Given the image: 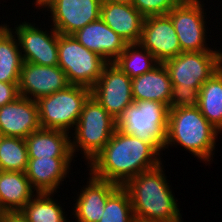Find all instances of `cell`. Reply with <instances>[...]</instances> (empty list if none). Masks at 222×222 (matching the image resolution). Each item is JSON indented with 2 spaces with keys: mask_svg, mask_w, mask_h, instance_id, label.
<instances>
[{
  "mask_svg": "<svg viewBox=\"0 0 222 222\" xmlns=\"http://www.w3.org/2000/svg\"><path fill=\"white\" fill-rule=\"evenodd\" d=\"M72 160L75 161L74 158H29L25 174L36 193L56 194L69 177Z\"/></svg>",
  "mask_w": 222,
  "mask_h": 222,
  "instance_id": "18",
  "label": "cell"
},
{
  "mask_svg": "<svg viewBox=\"0 0 222 222\" xmlns=\"http://www.w3.org/2000/svg\"><path fill=\"white\" fill-rule=\"evenodd\" d=\"M162 150L149 139L116 128L105 147L86 165L94 177L124 186L141 172L158 167Z\"/></svg>",
  "mask_w": 222,
  "mask_h": 222,
  "instance_id": "1",
  "label": "cell"
},
{
  "mask_svg": "<svg viewBox=\"0 0 222 222\" xmlns=\"http://www.w3.org/2000/svg\"><path fill=\"white\" fill-rule=\"evenodd\" d=\"M99 104L116 120L134 103L132 79L114 63H108L97 83L91 88Z\"/></svg>",
  "mask_w": 222,
  "mask_h": 222,
  "instance_id": "11",
  "label": "cell"
},
{
  "mask_svg": "<svg viewBox=\"0 0 222 222\" xmlns=\"http://www.w3.org/2000/svg\"><path fill=\"white\" fill-rule=\"evenodd\" d=\"M138 43L150 51L159 63L182 52L173 22L168 15L145 17Z\"/></svg>",
  "mask_w": 222,
  "mask_h": 222,
  "instance_id": "13",
  "label": "cell"
},
{
  "mask_svg": "<svg viewBox=\"0 0 222 222\" xmlns=\"http://www.w3.org/2000/svg\"><path fill=\"white\" fill-rule=\"evenodd\" d=\"M1 222H29L21 212L1 213Z\"/></svg>",
  "mask_w": 222,
  "mask_h": 222,
  "instance_id": "31",
  "label": "cell"
},
{
  "mask_svg": "<svg viewBox=\"0 0 222 222\" xmlns=\"http://www.w3.org/2000/svg\"><path fill=\"white\" fill-rule=\"evenodd\" d=\"M132 96L134 102L158 101L168 108L176 103L172 83L163 63L132 79Z\"/></svg>",
  "mask_w": 222,
  "mask_h": 222,
  "instance_id": "19",
  "label": "cell"
},
{
  "mask_svg": "<svg viewBox=\"0 0 222 222\" xmlns=\"http://www.w3.org/2000/svg\"><path fill=\"white\" fill-rule=\"evenodd\" d=\"M36 25L24 21L14 25L15 31L9 28L17 38L23 61L58 66V32L52 26L50 31Z\"/></svg>",
  "mask_w": 222,
  "mask_h": 222,
  "instance_id": "10",
  "label": "cell"
},
{
  "mask_svg": "<svg viewBox=\"0 0 222 222\" xmlns=\"http://www.w3.org/2000/svg\"><path fill=\"white\" fill-rule=\"evenodd\" d=\"M116 128L117 120L90 95L83 104L74 133L70 135L73 157L81 150L88 165L109 142Z\"/></svg>",
  "mask_w": 222,
  "mask_h": 222,
  "instance_id": "5",
  "label": "cell"
},
{
  "mask_svg": "<svg viewBox=\"0 0 222 222\" xmlns=\"http://www.w3.org/2000/svg\"><path fill=\"white\" fill-rule=\"evenodd\" d=\"M100 18L127 44L139 42L145 17L133 5L102 2Z\"/></svg>",
  "mask_w": 222,
  "mask_h": 222,
  "instance_id": "20",
  "label": "cell"
},
{
  "mask_svg": "<svg viewBox=\"0 0 222 222\" xmlns=\"http://www.w3.org/2000/svg\"><path fill=\"white\" fill-rule=\"evenodd\" d=\"M68 85L65 72L59 66H43L23 62L18 83L19 95L37 101Z\"/></svg>",
  "mask_w": 222,
  "mask_h": 222,
  "instance_id": "14",
  "label": "cell"
},
{
  "mask_svg": "<svg viewBox=\"0 0 222 222\" xmlns=\"http://www.w3.org/2000/svg\"><path fill=\"white\" fill-rule=\"evenodd\" d=\"M134 219L130 195L120 186L108 198L99 222H132Z\"/></svg>",
  "mask_w": 222,
  "mask_h": 222,
  "instance_id": "28",
  "label": "cell"
},
{
  "mask_svg": "<svg viewBox=\"0 0 222 222\" xmlns=\"http://www.w3.org/2000/svg\"><path fill=\"white\" fill-rule=\"evenodd\" d=\"M90 95V88L70 84L63 90L40 97L37 100L40 127L65 131L71 135L73 132L71 130L77 125L83 104Z\"/></svg>",
  "mask_w": 222,
  "mask_h": 222,
  "instance_id": "6",
  "label": "cell"
},
{
  "mask_svg": "<svg viewBox=\"0 0 222 222\" xmlns=\"http://www.w3.org/2000/svg\"><path fill=\"white\" fill-rule=\"evenodd\" d=\"M89 175L86 178L87 185L81 188L76 200L74 198L76 202L71 213L77 222H99L108 198L120 187L113 182L96 178L91 173Z\"/></svg>",
  "mask_w": 222,
  "mask_h": 222,
  "instance_id": "16",
  "label": "cell"
},
{
  "mask_svg": "<svg viewBox=\"0 0 222 222\" xmlns=\"http://www.w3.org/2000/svg\"><path fill=\"white\" fill-rule=\"evenodd\" d=\"M72 35L84 47L95 52L108 63H113L127 45L126 41L101 18L92 21Z\"/></svg>",
  "mask_w": 222,
  "mask_h": 222,
  "instance_id": "17",
  "label": "cell"
},
{
  "mask_svg": "<svg viewBox=\"0 0 222 222\" xmlns=\"http://www.w3.org/2000/svg\"><path fill=\"white\" fill-rule=\"evenodd\" d=\"M108 62L88 50L73 35L58 33V66L69 84L92 88Z\"/></svg>",
  "mask_w": 222,
  "mask_h": 222,
  "instance_id": "7",
  "label": "cell"
},
{
  "mask_svg": "<svg viewBox=\"0 0 222 222\" xmlns=\"http://www.w3.org/2000/svg\"><path fill=\"white\" fill-rule=\"evenodd\" d=\"M132 222H152V221H142V220H139V219H134Z\"/></svg>",
  "mask_w": 222,
  "mask_h": 222,
  "instance_id": "35",
  "label": "cell"
},
{
  "mask_svg": "<svg viewBox=\"0 0 222 222\" xmlns=\"http://www.w3.org/2000/svg\"><path fill=\"white\" fill-rule=\"evenodd\" d=\"M18 83L0 82V107L19 97Z\"/></svg>",
  "mask_w": 222,
  "mask_h": 222,
  "instance_id": "30",
  "label": "cell"
},
{
  "mask_svg": "<svg viewBox=\"0 0 222 222\" xmlns=\"http://www.w3.org/2000/svg\"><path fill=\"white\" fill-rule=\"evenodd\" d=\"M219 134L193 102H176L168 111L166 142L162 152L179 145L201 162L210 164L214 161Z\"/></svg>",
  "mask_w": 222,
  "mask_h": 222,
  "instance_id": "3",
  "label": "cell"
},
{
  "mask_svg": "<svg viewBox=\"0 0 222 222\" xmlns=\"http://www.w3.org/2000/svg\"><path fill=\"white\" fill-rule=\"evenodd\" d=\"M54 193H37L20 211L29 222H70Z\"/></svg>",
  "mask_w": 222,
  "mask_h": 222,
  "instance_id": "25",
  "label": "cell"
},
{
  "mask_svg": "<svg viewBox=\"0 0 222 222\" xmlns=\"http://www.w3.org/2000/svg\"><path fill=\"white\" fill-rule=\"evenodd\" d=\"M169 108L158 101H138L130 105L117 120L125 134L152 140L161 150L166 142Z\"/></svg>",
  "mask_w": 222,
  "mask_h": 222,
  "instance_id": "8",
  "label": "cell"
},
{
  "mask_svg": "<svg viewBox=\"0 0 222 222\" xmlns=\"http://www.w3.org/2000/svg\"><path fill=\"white\" fill-rule=\"evenodd\" d=\"M70 137L65 131L40 128L25 138L28 158H74Z\"/></svg>",
  "mask_w": 222,
  "mask_h": 222,
  "instance_id": "21",
  "label": "cell"
},
{
  "mask_svg": "<svg viewBox=\"0 0 222 222\" xmlns=\"http://www.w3.org/2000/svg\"><path fill=\"white\" fill-rule=\"evenodd\" d=\"M193 103L207 121L222 133V67L201 86Z\"/></svg>",
  "mask_w": 222,
  "mask_h": 222,
  "instance_id": "23",
  "label": "cell"
},
{
  "mask_svg": "<svg viewBox=\"0 0 222 222\" xmlns=\"http://www.w3.org/2000/svg\"><path fill=\"white\" fill-rule=\"evenodd\" d=\"M56 0H35L34 1V6H35V8L37 9V11L39 10V9H42L43 8V11L46 9V8H48L53 2H55ZM39 9H38V8Z\"/></svg>",
  "mask_w": 222,
  "mask_h": 222,
  "instance_id": "32",
  "label": "cell"
},
{
  "mask_svg": "<svg viewBox=\"0 0 222 222\" xmlns=\"http://www.w3.org/2000/svg\"><path fill=\"white\" fill-rule=\"evenodd\" d=\"M28 160L25 139L5 136L0 145V171L25 172Z\"/></svg>",
  "mask_w": 222,
  "mask_h": 222,
  "instance_id": "27",
  "label": "cell"
},
{
  "mask_svg": "<svg viewBox=\"0 0 222 222\" xmlns=\"http://www.w3.org/2000/svg\"><path fill=\"white\" fill-rule=\"evenodd\" d=\"M4 137H5L4 134H3L2 131L0 130V145H1Z\"/></svg>",
  "mask_w": 222,
  "mask_h": 222,
  "instance_id": "34",
  "label": "cell"
},
{
  "mask_svg": "<svg viewBox=\"0 0 222 222\" xmlns=\"http://www.w3.org/2000/svg\"><path fill=\"white\" fill-rule=\"evenodd\" d=\"M163 162L141 172L123 187L131 199L135 219L152 222H183L175 194L168 183ZM174 194V195H173Z\"/></svg>",
  "mask_w": 222,
  "mask_h": 222,
  "instance_id": "2",
  "label": "cell"
},
{
  "mask_svg": "<svg viewBox=\"0 0 222 222\" xmlns=\"http://www.w3.org/2000/svg\"><path fill=\"white\" fill-rule=\"evenodd\" d=\"M40 128L37 101L19 96L0 107V130L4 136L25 139Z\"/></svg>",
  "mask_w": 222,
  "mask_h": 222,
  "instance_id": "15",
  "label": "cell"
},
{
  "mask_svg": "<svg viewBox=\"0 0 222 222\" xmlns=\"http://www.w3.org/2000/svg\"><path fill=\"white\" fill-rule=\"evenodd\" d=\"M202 0H182L167 14L173 22L182 52L221 51L208 47V11ZM207 39V40H206Z\"/></svg>",
  "mask_w": 222,
  "mask_h": 222,
  "instance_id": "9",
  "label": "cell"
},
{
  "mask_svg": "<svg viewBox=\"0 0 222 222\" xmlns=\"http://www.w3.org/2000/svg\"><path fill=\"white\" fill-rule=\"evenodd\" d=\"M163 64L176 102H193L201 86L222 67V51L181 52Z\"/></svg>",
  "mask_w": 222,
  "mask_h": 222,
  "instance_id": "4",
  "label": "cell"
},
{
  "mask_svg": "<svg viewBox=\"0 0 222 222\" xmlns=\"http://www.w3.org/2000/svg\"><path fill=\"white\" fill-rule=\"evenodd\" d=\"M182 0H133V6L144 16L167 15Z\"/></svg>",
  "mask_w": 222,
  "mask_h": 222,
  "instance_id": "29",
  "label": "cell"
},
{
  "mask_svg": "<svg viewBox=\"0 0 222 222\" xmlns=\"http://www.w3.org/2000/svg\"><path fill=\"white\" fill-rule=\"evenodd\" d=\"M102 2L120 3V4H128V5L133 4V0H102Z\"/></svg>",
  "mask_w": 222,
  "mask_h": 222,
  "instance_id": "33",
  "label": "cell"
},
{
  "mask_svg": "<svg viewBox=\"0 0 222 222\" xmlns=\"http://www.w3.org/2000/svg\"><path fill=\"white\" fill-rule=\"evenodd\" d=\"M36 194L25 172L0 171V213L20 212Z\"/></svg>",
  "mask_w": 222,
  "mask_h": 222,
  "instance_id": "22",
  "label": "cell"
},
{
  "mask_svg": "<svg viewBox=\"0 0 222 222\" xmlns=\"http://www.w3.org/2000/svg\"><path fill=\"white\" fill-rule=\"evenodd\" d=\"M23 58L16 36L7 23L0 24V82L19 83Z\"/></svg>",
  "mask_w": 222,
  "mask_h": 222,
  "instance_id": "24",
  "label": "cell"
},
{
  "mask_svg": "<svg viewBox=\"0 0 222 222\" xmlns=\"http://www.w3.org/2000/svg\"><path fill=\"white\" fill-rule=\"evenodd\" d=\"M102 0H56L45 12L59 34L72 35L100 18Z\"/></svg>",
  "mask_w": 222,
  "mask_h": 222,
  "instance_id": "12",
  "label": "cell"
},
{
  "mask_svg": "<svg viewBox=\"0 0 222 222\" xmlns=\"http://www.w3.org/2000/svg\"><path fill=\"white\" fill-rule=\"evenodd\" d=\"M131 79L147 73L159 62L150 51L139 43L127 44L125 50L113 62Z\"/></svg>",
  "mask_w": 222,
  "mask_h": 222,
  "instance_id": "26",
  "label": "cell"
}]
</instances>
